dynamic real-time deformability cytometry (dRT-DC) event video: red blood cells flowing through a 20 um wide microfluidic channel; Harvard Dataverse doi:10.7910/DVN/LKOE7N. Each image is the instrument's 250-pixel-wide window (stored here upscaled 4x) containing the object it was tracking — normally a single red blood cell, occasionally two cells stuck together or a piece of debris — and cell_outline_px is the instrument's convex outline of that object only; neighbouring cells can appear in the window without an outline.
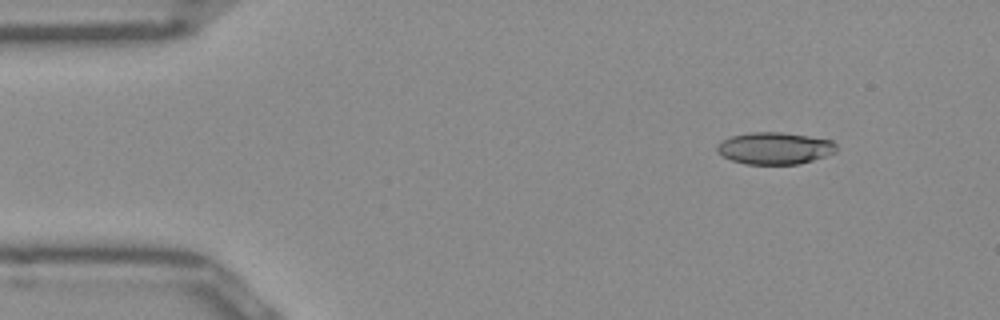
{"species": "Egyptian fruit bat (a non-hibernating species)", "species_latin": "Rousettus aegyptiacus", "temperature_condition": "room temperature", "stored_images_in_passage": 46, "camera_frame_rate_fps": 3000, "um_per_image_px": 0.085, "frame": {"image": 1, "passage_image": 1, "time_ms": 0.0, "image_size_px": [1000, 320], "cell_outline_px": [[836, 152], [800, 164], [744, 164], [732, 160], [724, 156], [716, 148], [716, 144], [732, 136], [752, 132], [780, 132], [808, 136], [832, 140], [836, 144]], "centroid_in_image_um": [65.86, 12.6], "position_along_channel_um": 19.1, "area_um2": 22.02}}
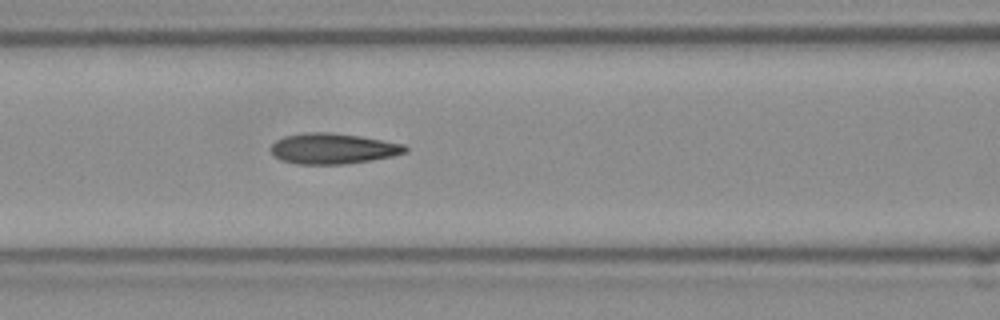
{"frame": {"image": 2, "passage_image": 16, "time_ms": 5.0, "image_size_px": [1000, 320], "cell_outline_px": [[408, 152], [392, 156], [344, 164], [296, 164], [280, 160], [272, 152], [272, 144], [276, 140], [284, 136], [304, 132], [332, 132], [360, 136], [404, 144], [408, 148]], "centroid_in_image_um": [28.3, 12.62], "position_along_channel_um": 138.3, "area_um2": 23.93}}
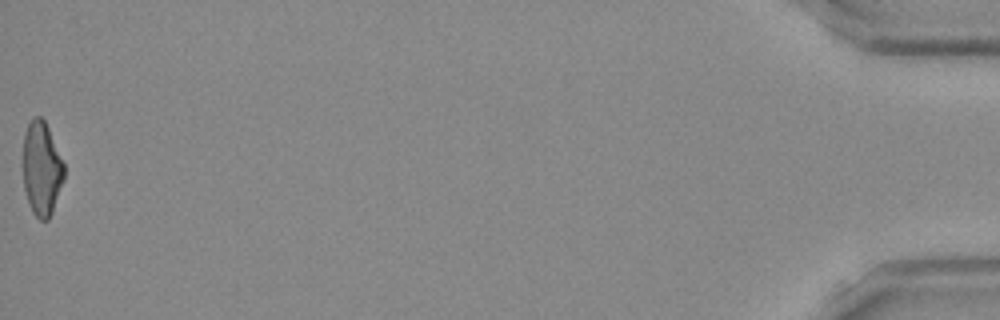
{"frame": {"image": 3, "passage_image": 46, "time_ms": 15.0, "image_size_px": [1000, 320], "cell_outline_px": [[64, 180], [52, 212], [48, 220], [40, 220], [32, 212], [28, 204], [24, 188], [24, 132], [32, 116], [40, 116], [44, 120], [48, 128], [64, 164]], "centroid_in_image_um": [3.54, 14.35], "position_along_channel_um": 431.7, "area_um2": 22.37}, "authors_computed_cell_mechanics": {"area_um2": 23.1489, "velocity_mm_per_s": 3.9941, "shape_relaxation_time_tau1_ms": 11.1126, "shape_relaxation_time_tau2_ms": 2.1826, "deformation_change_tau1": 0.274, "deformation_change_tau2": 0.1131}}